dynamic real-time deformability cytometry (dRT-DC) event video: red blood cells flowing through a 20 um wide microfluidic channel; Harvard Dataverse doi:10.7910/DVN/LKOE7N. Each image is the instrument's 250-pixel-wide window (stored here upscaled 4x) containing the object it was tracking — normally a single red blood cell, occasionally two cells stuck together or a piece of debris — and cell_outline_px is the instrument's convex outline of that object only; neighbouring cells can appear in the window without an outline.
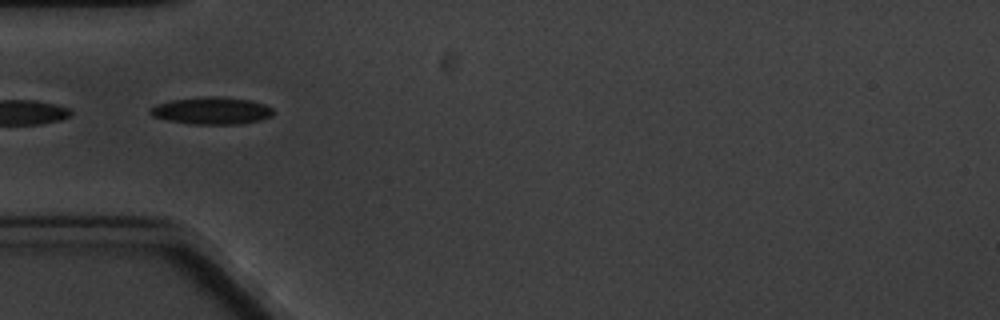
{"species": "common noctule bat (a hibernating species)", "species_latin": "Nyctalus noctula", "temperature_condition": "cold", "stored_images_in_passage": 5, "camera_frame_rate_fps": 3000, "um_per_image_px": 0.085, "animal": {"sex": "male", "body_mass_g": 20.1, "forearm_length_mm": 53.5}, "frame": {"image": 1, "passage_image": 4, "time_ms": 3.333, "image_size_px": [1000, 320], "cell_outline_px": [[272, 116], [260, 120], [240, 124], [192, 124], [168, 120], [152, 116], [148, 112], [156, 104], [172, 100], [252, 100], [264, 104], [272, 108]], "centroid_in_image_um": [18.0, 9.48], "position_along_channel_um": 67.0, "area_um2": 18.15}}